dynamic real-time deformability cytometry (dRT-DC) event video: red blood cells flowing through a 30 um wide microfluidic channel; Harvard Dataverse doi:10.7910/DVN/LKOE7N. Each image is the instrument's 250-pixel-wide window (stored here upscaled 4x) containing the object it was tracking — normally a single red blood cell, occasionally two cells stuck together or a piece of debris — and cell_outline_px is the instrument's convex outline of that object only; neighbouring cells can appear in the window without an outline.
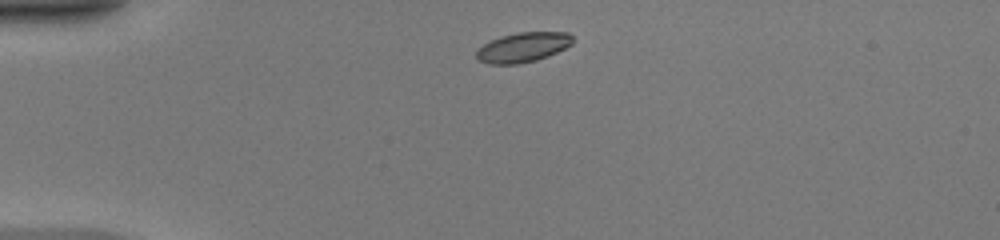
{"species": "common noctule bat (a hibernating species)", "species_latin": "Nyctalus noctula", "temperature_condition": "warm", "stored_images_in_passage": 39, "camera_frame_rate_fps": 3000, "um_per_image_px": 0.085, "animal": {"sex": "female", "body_mass_g": 20.0, "forearm_length_mm": 54.0}, "frame": {"image": 1, "passage_image": 1, "time_ms": 0.0, "image_size_px": [1000, 240], "cell_outline_px": [[576, 40], [572, 44], [548, 56], [536, 60], [516, 64], [488, 64], [476, 60], [476, 48], [500, 36], [520, 32], [568, 32]], "centroid_in_image_um": [44.44, 4.02], "position_along_channel_um": 40.6, "area_um2": 16.82}}
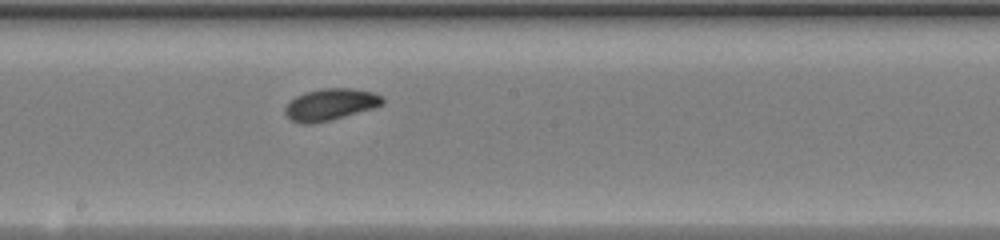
{"frame": {"image": 2, "passage_image": 17, "time_ms": 5.333, "image_size_px": [1000, 240], "cell_outline_px": [[384, 104], [372, 108], [332, 120], [312, 124], [300, 124], [288, 120], [284, 112], [284, 108], [296, 96], [304, 92], [320, 88], [348, 88], [372, 92], [384, 96]], "centroid_in_image_um": [28.05, 8.89], "position_along_channel_um": 220.2, "area_um2": 18.21}}
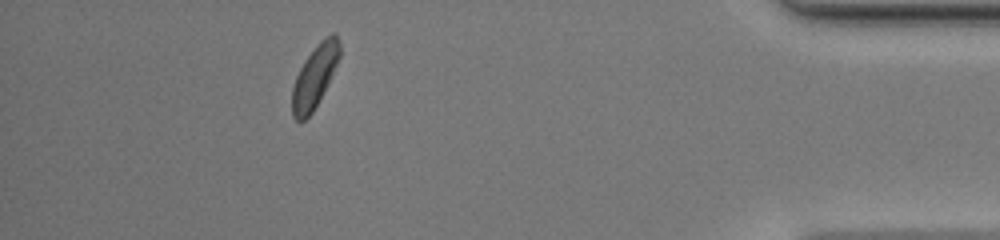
{"frame": {"image": 3, "passage_image": 34, "time_ms": 11.0, "image_size_px": [1000, 240], "cell_outline_px": [[340, 56], [312, 112], [304, 120], [296, 120], [292, 116], [292, 88], [296, 76], [304, 60], [320, 40], [324, 36], [332, 32], [336, 32], [340, 44]], "centroid_in_image_um": [26.73, 6.44], "position_along_channel_um": 408.5, "area_um2": 16.88}, "authors_computed_cell_mechanics": {"area_um2": 17.5712, "velocity_mm_per_s": 4.1389, "shape_relaxation_time_tau1_ms": 2.7648, "shape_relaxation_time_tau2_ms": null, "deformation_change_tau1": 0.1106, "deformation_change_tau2": null}}